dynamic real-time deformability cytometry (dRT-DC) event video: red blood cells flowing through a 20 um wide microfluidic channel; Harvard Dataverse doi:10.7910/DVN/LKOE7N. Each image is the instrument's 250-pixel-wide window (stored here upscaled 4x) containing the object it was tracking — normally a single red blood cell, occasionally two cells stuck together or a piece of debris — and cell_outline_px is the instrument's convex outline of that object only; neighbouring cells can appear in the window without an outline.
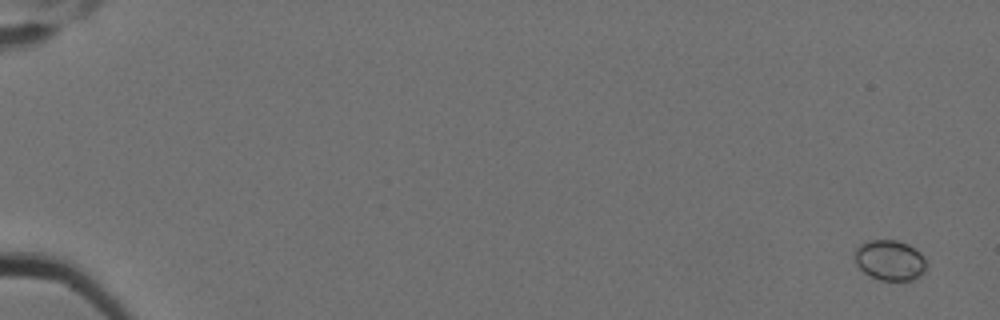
{"species": "Egyptian fruit bat (a non-hibernating species)", "species_latin": "Rousettus aegyptiacus", "temperature_condition": "cold", "stored_images_in_passage": 4, "camera_frame_rate_fps": 3000, "um_per_image_px": 0.085, "animal": {"sex": "female"}, "frame": {"image": 1, "passage_image": 1, "time_ms": 0.0, "image_size_px": [1000, 320], "cell_outline_px": [[924, 272], [920, 276], [912, 280], [880, 280], [864, 272], [856, 264], [856, 248], [860, 244], [868, 240], [896, 240], [908, 244], [916, 248], [924, 256]], "centroid_in_image_um": [75.65, 22.11], "position_along_channel_um": 9.4, "area_um2": 16.7}}
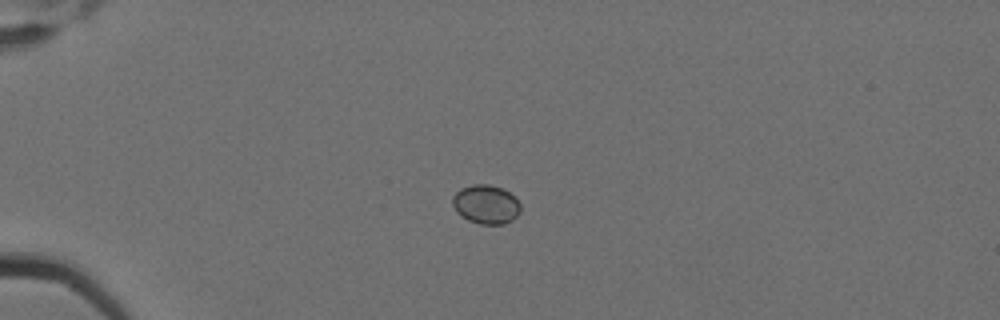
{"frame": {"image": 2, "passage_image": 3, "time_ms": 0.667, "image_size_px": [1000, 320], "cell_outline_px": [[520, 212], [512, 220], [504, 224], [480, 224], [468, 220], [460, 216], [456, 212], [452, 204], [452, 196], [460, 188], [472, 184], [488, 184], [504, 188], [520, 204]], "centroid_in_image_um": [41.27, 17.37], "position_along_channel_um": 43.7, "area_um2": 15.55}}